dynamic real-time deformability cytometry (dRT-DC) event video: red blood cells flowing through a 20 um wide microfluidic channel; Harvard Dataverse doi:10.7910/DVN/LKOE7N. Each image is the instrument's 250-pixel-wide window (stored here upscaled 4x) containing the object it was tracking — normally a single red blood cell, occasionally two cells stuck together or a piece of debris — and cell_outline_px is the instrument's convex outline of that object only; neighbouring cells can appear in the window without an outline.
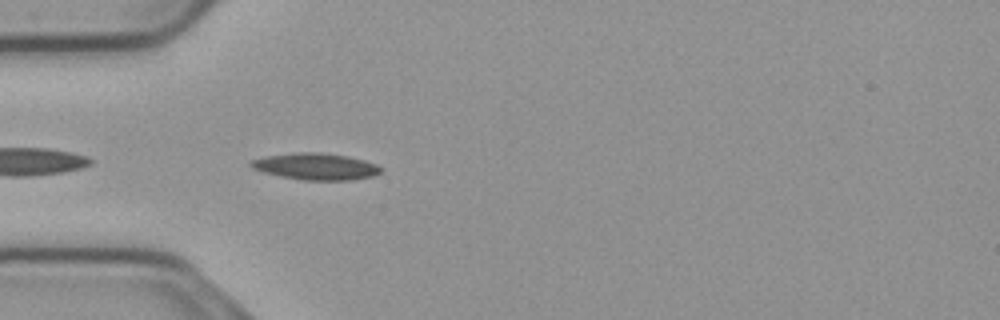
{"species": "common noctule bat (a hibernating species)", "species_latin": "Nyctalus noctula", "temperature_condition": "cold", "stored_images_in_passage": 41, "camera_frame_rate_fps": 3000, "um_per_image_px": 0.085, "animal": {"sex": "male", "body_mass_g": 23.1, "forearm_length_mm": 52.7}, "frame": {"image": 1, "passage_image": 2, "time_ms": 0.333, "image_size_px": [1000, 320], "cell_outline_px": [[384, 168], [380, 172], [372, 176], [348, 180], [304, 180], [264, 172], [252, 168], [248, 164], [252, 160], [268, 156], [300, 152], [320, 152], [344, 156], [364, 160], [376, 164]], "centroid_in_image_um": [26.87, 14.15], "position_along_channel_um": 58.1, "area_um2": 19.77}}
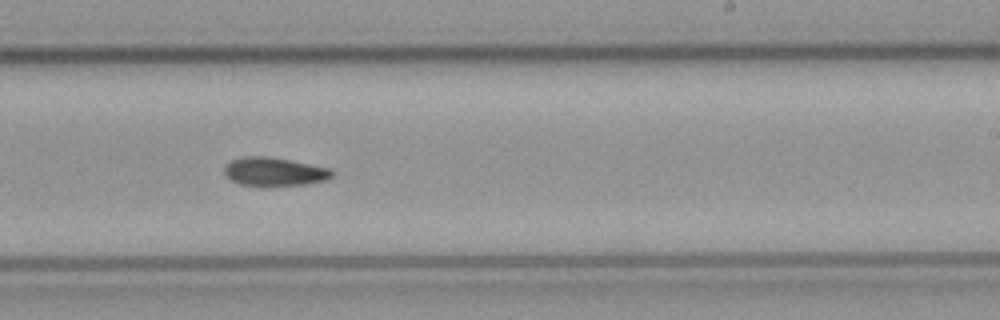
{"frame": {"image": 2, "passage_image": 19, "time_ms": 6.0, "image_size_px": [1000, 320], "cell_outline_px": [[336, 172], [332, 176], [324, 180], [304, 184], [240, 184], [232, 180], [224, 172], [224, 168], [232, 160], [244, 156], [268, 156], [328, 168]], "centroid_in_image_um": [23.32, 14.56], "position_along_channel_um": 265.7, "area_um2": 17.11}}
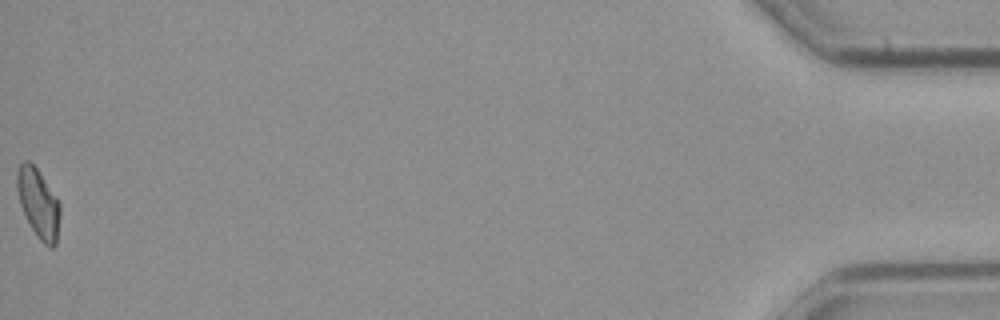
{"frame": {"image": 3, "passage_image": 41, "time_ms": 13.333, "image_size_px": [1000, 320], "cell_outline_px": [[60, 212], [56, 244], [52, 248], [48, 248], [36, 236], [20, 204], [16, 188], [16, 172], [20, 164], [24, 160], [28, 160], [36, 168], [60, 204]], "centroid_in_image_um": [3.24, 17.3], "position_along_channel_um": 432.0, "area_um2": 17.05}}